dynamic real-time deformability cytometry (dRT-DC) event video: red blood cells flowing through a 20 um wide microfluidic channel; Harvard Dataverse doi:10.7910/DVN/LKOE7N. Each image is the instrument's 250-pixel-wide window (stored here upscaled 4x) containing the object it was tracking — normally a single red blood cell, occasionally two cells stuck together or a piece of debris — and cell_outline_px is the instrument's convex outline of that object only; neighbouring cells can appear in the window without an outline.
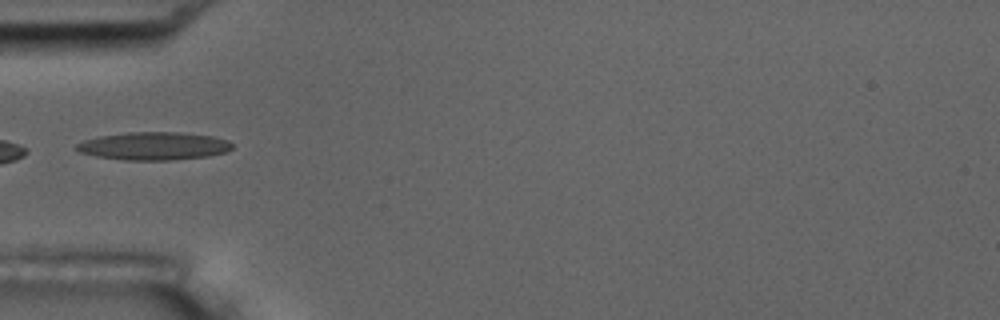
{"species": "common noctule bat (a hibernating species)", "species_latin": "Nyctalus noctula", "temperature_condition": "room temperature", "stored_images_in_passage": 6, "camera_frame_rate_fps": 3000, "um_per_image_px": 0.085, "animal": {"sex": "male", "body_mass_g": 17.5, "forearm_length_mm": 52.3}, "frame": {"image": 1, "passage_image": 6, "time_ms": 5.667, "image_size_px": [1000, 320], "cell_outline_px": [[232, 148], [224, 152], [208, 156], [172, 160], [124, 160], [96, 156], [80, 152], [76, 148], [76, 144], [84, 140], [100, 136], [128, 132], [180, 132], [212, 136], [228, 140], [232, 144]], "centroid_in_image_um": [13.07, 12.41], "position_along_channel_um": 71.9, "area_um2": 25.26}}